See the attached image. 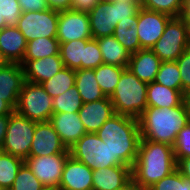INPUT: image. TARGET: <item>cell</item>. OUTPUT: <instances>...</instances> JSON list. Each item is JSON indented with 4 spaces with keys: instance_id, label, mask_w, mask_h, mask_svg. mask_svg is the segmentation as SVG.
<instances>
[{
    "instance_id": "cell-40",
    "label": "cell",
    "mask_w": 190,
    "mask_h": 190,
    "mask_svg": "<svg viewBox=\"0 0 190 190\" xmlns=\"http://www.w3.org/2000/svg\"><path fill=\"white\" fill-rule=\"evenodd\" d=\"M181 77L182 91L190 89V48L186 49L176 60Z\"/></svg>"
},
{
    "instance_id": "cell-50",
    "label": "cell",
    "mask_w": 190,
    "mask_h": 190,
    "mask_svg": "<svg viewBox=\"0 0 190 190\" xmlns=\"http://www.w3.org/2000/svg\"><path fill=\"white\" fill-rule=\"evenodd\" d=\"M9 62L3 55V53L0 51V67L7 65Z\"/></svg>"
},
{
    "instance_id": "cell-13",
    "label": "cell",
    "mask_w": 190,
    "mask_h": 190,
    "mask_svg": "<svg viewBox=\"0 0 190 190\" xmlns=\"http://www.w3.org/2000/svg\"><path fill=\"white\" fill-rule=\"evenodd\" d=\"M172 17L156 11L140 8L135 25L140 49H151L162 36L167 23Z\"/></svg>"
},
{
    "instance_id": "cell-18",
    "label": "cell",
    "mask_w": 190,
    "mask_h": 190,
    "mask_svg": "<svg viewBox=\"0 0 190 190\" xmlns=\"http://www.w3.org/2000/svg\"><path fill=\"white\" fill-rule=\"evenodd\" d=\"M21 66L25 80L36 84L49 80L65 67L60 53L37 60H23Z\"/></svg>"
},
{
    "instance_id": "cell-24",
    "label": "cell",
    "mask_w": 190,
    "mask_h": 190,
    "mask_svg": "<svg viewBox=\"0 0 190 190\" xmlns=\"http://www.w3.org/2000/svg\"><path fill=\"white\" fill-rule=\"evenodd\" d=\"M97 42L102 53L103 63L128 67L131 54L113 35L97 38Z\"/></svg>"
},
{
    "instance_id": "cell-39",
    "label": "cell",
    "mask_w": 190,
    "mask_h": 190,
    "mask_svg": "<svg viewBox=\"0 0 190 190\" xmlns=\"http://www.w3.org/2000/svg\"><path fill=\"white\" fill-rule=\"evenodd\" d=\"M22 14L18 0H0V16L6 26H16Z\"/></svg>"
},
{
    "instance_id": "cell-28",
    "label": "cell",
    "mask_w": 190,
    "mask_h": 190,
    "mask_svg": "<svg viewBox=\"0 0 190 190\" xmlns=\"http://www.w3.org/2000/svg\"><path fill=\"white\" fill-rule=\"evenodd\" d=\"M90 39H79L60 43L59 53L66 68L81 69V61H84V48Z\"/></svg>"
},
{
    "instance_id": "cell-25",
    "label": "cell",
    "mask_w": 190,
    "mask_h": 190,
    "mask_svg": "<svg viewBox=\"0 0 190 190\" xmlns=\"http://www.w3.org/2000/svg\"><path fill=\"white\" fill-rule=\"evenodd\" d=\"M75 86L81 95L83 103H90L105 98L95 78L94 69L75 70Z\"/></svg>"
},
{
    "instance_id": "cell-22",
    "label": "cell",
    "mask_w": 190,
    "mask_h": 190,
    "mask_svg": "<svg viewBox=\"0 0 190 190\" xmlns=\"http://www.w3.org/2000/svg\"><path fill=\"white\" fill-rule=\"evenodd\" d=\"M131 167L112 166L93 171V190H114L123 187L130 179Z\"/></svg>"
},
{
    "instance_id": "cell-21",
    "label": "cell",
    "mask_w": 190,
    "mask_h": 190,
    "mask_svg": "<svg viewBox=\"0 0 190 190\" xmlns=\"http://www.w3.org/2000/svg\"><path fill=\"white\" fill-rule=\"evenodd\" d=\"M27 41L16 26H5L0 30V51L9 63L21 64Z\"/></svg>"
},
{
    "instance_id": "cell-4",
    "label": "cell",
    "mask_w": 190,
    "mask_h": 190,
    "mask_svg": "<svg viewBox=\"0 0 190 190\" xmlns=\"http://www.w3.org/2000/svg\"><path fill=\"white\" fill-rule=\"evenodd\" d=\"M140 8V0H101L88 13L92 38L112 36L116 25L135 26Z\"/></svg>"
},
{
    "instance_id": "cell-34",
    "label": "cell",
    "mask_w": 190,
    "mask_h": 190,
    "mask_svg": "<svg viewBox=\"0 0 190 190\" xmlns=\"http://www.w3.org/2000/svg\"><path fill=\"white\" fill-rule=\"evenodd\" d=\"M113 36L130 53L134 54L140 50V42L136 27L133 25H116Z\"/></svg>"
},
{
    "instance_id": "cell-41",
    "label": "cell",
    "mask_w": 190,
    "mask_h": 190,
    "mask_svg": "<svg viewBox=\"0 0 190 190\" xmlns=\"http://www.w3.org/2000/svg\"><path fill=\"white\" fill-rule=\"evenodd\" d=\"M22 12H38L49 9L46 0H18Z\"/></svg>"
},
{
    "instance_id": "cell-7",
    "label": "cell",
    "mask_w": 190,
    "mask_h": 190,
    "mask_svg": "<svg viewBox=\"0 0 190 190\" xmlns=\"http://www.w3.org/2000/svg\"><path fill=\"white\" fill-rule=\"evenodd\" d=\"M190 48V29L180 17L172 18L151 50L162 62L176 61Z\"/></svg>"
},
{
    "instance_id": "cell-36",
    "label": "cell",
    "mask_w": 190,
    "mask_h": 190,
    "mask_svg": "<svg viewBox=\"0 0 190 190\" xmlns=\"http://www.w3.org/2000/svg\"><path fill=\"white\" fill-rule=\"evenodd\" d=\"M148 190H190V180L184 178L176 168Z\"/></svg>"
},
{
    "instance_id": "cell-33",
    "label": "cell",
    "mask_w": 190,
    "mask_h": 190,
    "mask_svg": "<svg viewBox=\"0 0 190 190\" xmlns=\"http://www.w3.org/2000/svg\"><path fill=\"white\" fill-rule=\"evenodd\" d=\"M140 3L142 8L176 18L181 14L184 0H140Z\"/></svg>"
},
{
    "instance_id": "cell-31",
    "label": "cell",
    "mask_w": 190,
    "mask_h": 190,
    "mask_svg": "<svg viewBox=\"0 0 190 190\" xmlns=\"http://www.w3.org/2000/svg\"><path fill=\"white\" fill-rule=\"evenodd\" d=\"M54 113H76L83 106L81 95L76 86H72L63 94L52 99Z\"/></svg>"
},
{
    "instance_id": "cell-8",
    "label": "cell",
    "mask_w": 190,
    "mask_h": 190,
    "mask_svg": "<svg viewBox=\"0 0 190 190\" xmlns=\"http://www.w3.org/2000/svg\"><path fill=\"white\" fill-rule=\"evenodd\" d=\"M36 122L15 111L9 115L3 152L26 160L29 157Z\"/></svg>"
},
{
    "instance_id": "cell-11",
    "label": "cell",
    "mask_w": 190,
    "mask_h": 190,
    "mask_svg": "<svg viewBox=\"0 0 190 190\" xmlns=\"http://www.w3.org/2000/svg\"><path fill=\"white\" fill-rule=\"evenodd\" d=\"M70 154L29 156L25 163L43 186L59 187L65 162Z\"/></svg>"
},
{
    "instance_id": "cell-10",
    "label": "cell",
    "mask_w": 190,
    "mask_h": 190,
    "mask_svg": "<svg viewBox=\"0 0 190 190\" xmlns=\"http://www.w3.org/2000/svg\"><path fill=\"white\" fill-rule=\"evenodd\" d=\"M57 26L58 11L52 9L22 12L16 24L27 42L38 37L56 38Z\"/></svg>"
},
{
    "instance_id": "cell-43",
    "label": "cell",
    "mask_w": 190,
    "mask_h": 190,
    "mask_svg": "<svg viewBox=\"0 0 190 190\" xmlns=\"http://www.w3.org/2000/svg\"><path fill=\"white\" fill-rule=\"evenodd\" d=\"M72 1L73 0H46L49 9L58 12L71 9Z\"/></svg>"
},
{
    "instance_id": "cell-26",
    "label": "cell",
    "mask_w": 190,
    "mask_h": 190,
    "mask_svg": "<svg viewBox=\"0 0 190 190\" xmlns=\"http://www.w3.org/2000/svg\"><path fill=\"white\" fill-rule=\"evenodd\" d=\"M60 44L56 38L38 37L27 42L23 60H37L59 54Z\"/></svg>"
},
{
    "instance_id": "cell-52",
    "label": "cell",
    "mask_w": 190,
    "mask_h": 190,
    "mask_svg": "<svg viewBox=\"0 0 190 190\" xmlns=\"http://www.w3.org/2000/svg\"><path fill=\"white\" fill-rule=\"evenodd\" d=\"M5 26H6L5 19H1V16H0V30L3 29Z\"/></svg>"
},
{
    "instance_id": "cell-51",
    "label": "cell",
    "mask_w": 190,
    "mask_h": 190,
    "mask_svg": "<svg viewBox=\"0 0 190 190\" xmlns=\"http://www.w3.org/2000/svg\"><path fill=\"white\" fill-rule=\"evenodd\" d=\"M41 190H61L59 187L44 186Z\"/></svg>"
},
{
    "instance_id": "cell-38",
    "label": "cell",
    "mask_w": 190,
    "mask_h": 190,
    "mask_svg": "<svg viewBox=\"0 0 190 190\" xmlns=\"http://www.w3.org/2000/svg\"><path fill=\"white\" fill-rule=\"evenodd\" d=\"M172 147L176 163L182 158L190 157V122L178 132Z\"/></svg>"
},
{
    "instance_id": "cell-48",
    "label": "cell",
    "mask_w": 190,
    "mask_h": 190,
    "mask_svg": "<svg viewBox=\"0 0 190 190\" xmlns=\"http://www.w3.org/2000/svg\"><path fill=\"white\" fill-rule=\"evenodd\" d=\"M114 190H139L135 183L133 182L132 178L123 186L118 189Z\"/></svg>"
},
{
    "instance_id": "cell-12",
    "label": "cell",
    "mask_w": 190,
    "mask_h": 190,
    "mask_svg": "<svg viewBox=\"0 0 190 190\" xmlns=\"http://www.w3.org/2000/svg\"><path fill=\"white\" fill-rule=\"evenodd\" d=\"M56 39L59 44L79 39H92L88 13L71 9L59 11Z\"/></svg>"
},
{
    "instance_id": "cell-45",
    "label": "cell",
    "mask_w": 190,
    "mask_h": 190,
    "mask_svg": "<svg viewBox=\"0 0 190 190\" xmlns=\"http://www.w3.org/2000/svg\"><path fill=\"white\" fill-rule=\"evenodd\" d=\"M9 123V115H0V147L2 148Z\"/></svg>"
},
{
    "instance_id": "cell-46",
    "label": "cell",
    "mask_w": 190,
    "mask_h": 190,
    "mask_svg": "<svg viewBox=\"0 0 190 190\" xmlns=\"http://www.w3.org/2000/svg\"><path fill=\"white\" fill-rule=\"evenodd\" d=\"M179 17L190 29V0H184L182 11Z\"/></svg>"
},
{
    "instance_id": "cell-37",
    "label": "cell",
    "mask_w": 190,
    "mask_h": 190,
    "mask_svg": "<svg viewBox=\"0 0 190 190\" xmlns=\"http://www.w3.org/2000/svg\"><path fill=\"white\" fill-rule=\"evenodd\" d=\"M103 64L102 53L97 39H90L84 48V61H81V69H94Z\"/></svg>"
},
{
    "instance_id": "cell-47",
    "label": "cell",
    "mask_w": 190,
    "mask_h": 190,
    "mask_svg": "<svg viewBox=\"0 0 190 190\" xmlns=\"http://www.w3.org/2000/svg\"><path fill=\"white\" fill-rule=\"evenodd\" d=\"M15 110L3 99L0 97V115H10Z\"/></svg>"
},
{
    "instance_id": "cell-2",
    "label": "cell",
    "mask_w": 190,
    "mask_h": 190,
    "mask_svg": "<svg viewBox=\"0 0 190 190\" xmlns=\"http://www.w3.org/2000/svg\"><path fill=\"white\" fill-rule=\"evenodd\" d=\"M111 150V159L116 166L132 168L138 155L141 140L138 119L114 114L96 132Z\"/></svg>"
},
{
    "instance_id": "cell-14",
    "label": "cell",
    "mask_w": 190,
    "mask_h": 190,
    "mask_svg": "<svg viewBox=\"0 0 190 190\" xmlns=\"http://www.w3.org/2000/svg\"><path fill=\"white\" fill-rule=\"evenodd\" d=\"M69 154L50 121L36 122L29 156Z\"/></svg>"
},
{
    "instance_id": "cell-42",
    "label": "cell",
    "mask_w": 190,
    "mask_h": 190,
    "mask_svg": "<svg viewBox=\"0 0 190 190\" xmlns=\"http://www.w3.org/2000/svg\"><path fill=\"white\" fill-rule=\"evenodd\" d=\"M101 0H73L71 10L89 13Z\"/></svg>"
},
{
    "instance_id": "cell-35",
    "label": "cell",
    "mask_w": 190,
    "mask_h": 190,
    "mask_svg": "<svg viewBox=\"0 0 190 190\" xmlns=\"http://www.w3.org/2000/svg\"><path fill=\"white\" fill-rule=\"evenodd\" d=\"M44 186L24 163L18 171L12 187L9 190H41Z\"/></svg>"
},
{
    "instance_id": "cell-19",
    "label": "cell",
    "mask_w": 190,
    "mask_h": 190,
    "mask_svg": "<svg viewBox=\"0 0 190 190\" xmlns=\"http://www.w3.org/2000/svg\"><path fill=\"white\" fill-rule=\"evenodd\" d=\"M55 131L67 149L72 147L84 134L85 127L76 113H53L50 118Z\"/></svg>"
},
{
    "instance_id": "cell-5",
    "label": "cell",
    "mask_w": 190,
    "mask_h": 190,
    "mask_svg": "<svg viewBox=\"0 0 190 190\" xmlns=\"http://www.w3.org/2000/svg\"><path fill=\"white\" fill-rule=\"evenodd\" d=\"M147 88V83L139 80L126 68L109 97L115 113L138 119L147 107Z\"/></svg>"
},
{
    "instance_id": "cell-9",
    "label": "cell",
    "mask_w": 190,
    "mask_h": 190,
    "mask_svg": "<svg viewBox=\"0 0 190 190\" xmlns=\"http://www.w3.org/2000/svg\"><path fill=\"white\" fill-rule=\"evenodd\" d=\"M69 154L91 170L116 166L111 159V150L96 133L84 134L72 147Z\"/></svg>"
},
{
    "instance_id": "cell-32",
    "label": "cell",
    "mask_w": 190,
    "mask_h": 190,
    "mask_svg": "<svg viewBox=\"0 0 190 190\" xmlns=\"http://www.w3.org/2000/svg\"><path fill=\"white\" fill-rule=\"evenodd\" d=\"M154 81L168 88L182 91L180 71L177 62H162Z\"/></svg>"
},
{
    "instance_id": "cell-15",
    "label": "cell",
    "mask_w": 190,
    "mask_h": 190,
    "mask_svg": "<svg viewBox=\"0 0 190 190\" xmlns=\"http://www.w3.org/2000/svg\"><path fill=\"white\" fill-rule=\"evenodd\" d=\"M25 81L21 64L8 63L0 67V97L14 110Z\"/></svg>"
},
{
    "instance_id": "cell-30",
    "label": "cell",
    "mask_w": 190,
    "mask_h": 190,
    "mask_svg": "<svg viewBox=\"0 0 190 190\" xmlns=\"http://www.w3.org/2000/svg\"><path fill=\"white\" fill-rule=\"evenodd\" d=\"M24 163L25 160L22 158L2 152L0 155V186L9 190Z\"/></svg>"
},
{
    "instance_id": "cell-44",
    "label": "cell",
    "mask_w": 190,
    "mask_h": 190,
    "mask_svg": "<svg viewBox=\"0 0 190 190\" xmlns=\"http://www.w3.org/2000/svg\"><path fill=\"white\" fill-rule=\"evenodd\" d=\"M176 168L184 178L190 180V157L180 159L176 164Z\"/></svg>"
},
{
    "instance_id": "cell-20",
    "label": "cell",
    "mask_w": 190,
    "mask_h": 190,
    "mask_svg": "<svg viewBox=\"0 0 190 190\" xmlns=\"http://www.w3.org/2000/svg\"><path fill=\"white\" fill-rule=\"evenodd\" d=\"M162 61L151 49H140L130 55L128 69L142 82H153Z\"/></svg>"
},
{
    "instance_id": "cell-53",
    "label": "cell",
    "mask_w": 190,
    "mask_h": 190,
    "mask_svg": "<svg viewBox=\"0 0 190 190\" xmlns=\"http://www.w3.org/2000/svg\"><path fill=\"white\" fill-rule=\"evenodd\" d=\"M2 152H3V149L0 147V155H1Z\"/></svg>"
},
{
    "instance_id": "cell-1",
    "label": "cell",
    "mask_w": 190,
    "mask_h": 190,
    "mask_svg": "<svg viewBox=\"0 0 190 190\" xmlns=\"http://www.w3.org/2000/svg\"><path fill=\"white\" fill-rule=\"evenodd\" d=\"M171 145L141 139L131 168L132 180L139 190H148L176 169Z\"/></svg>"
},
{
    "instance_id": "cell-6",
    "label": "cell",
    "mask_w": 190,
    "mask_h": 190,
    "mask_svg": "<svg viewBox=\"0 0 190 190\" xmlns=\"http://www.w3.org/2000/svg\"><path fill=\"white\" fill-rule=\"evenodd\" d=\"M15 112L34 122L50 121L54 113L52 98L41 84L25 81Z\"/></svg>"
},
{
    "instance_id": "cell-29",
    "label": "cell",
    "mask_w": 190,
    "mask_h": 190,
    "mask_svg": "<svg viewBox=\"0 0 190 190\" xmlns=\"http://www.w3.org/2000/svg\"><path fill=\"white\" fill-rule=\"evenodd\" d=\"M75 80V70L64 67L61 71L52 76L49 80L44 81L41 85L53 99L74 86Z\"/></svg>"
},
{
    "instance_id": "cell-23",
    "label": "cell",
    "mask_w": 190,
    "mask_h": 190,
    "mask_svg": "<svg viewBox=\"0 0 190 190\" xmlns=\"http://www.w3.org/2000/svg\"><path fill=\"white\" fill-rule=\"evenodd\" d=\"M184 101V92L171 89L155 81L148 84L147 106L155 108L176 107Z\"/></svg>"
},
{
    "instance_id": "cell-3",
    "label": "cell",
    "mask_w": 190,
    "mask_h": 190,
    "mask_svg": "<svg viewBox=\"0 0 190 190\" xmlns=\"http://www.w3.org/2000/svg\"><path fill=\"white\" fill-rule=\"evenodd\" d=\"M190 122V111L185 101L176 107L147 106L138 118L141 139L173 146L178 132Z\"/></svg>"
},
{
    "instance_id": "cell-49",
    "label": "cell",
    "mask_w": 190,
    "mask_h": 190,
    "mask_svg": "<svg viewBox=\"0 0 190 190\" xmlns=\"http://www.w3.org/2000/svg\"><path fill=\"white\" fill-rule=\"evenodd\" d=\"M184 101L185 104L187 106V108L190 111V89H188L185 93H184Z\"/></svg>"
},
{
    "instance_id": "cell-17",
    "label": "cell",
    "mask_w": 190,
    "mask_h": 190,
    "mask_svg": "<svg viewBox=\"0 0 190 190\" xmlns=\"http://www.w3.org/2000/svg\"><path fill=\"white\" fill-rule=\"evenodd\" d=\"M93 170L69 156L65 162L59 188L61 190H93Z\"/></svg>"
},
{
    "instance_id": "cell-16",
    "label": "cell",
    "mask_w": 190,
    "mask_h": 190,
    "mask_svg": "<svg viewBox=\"0 0 190 190\" xmlns=\"http://www.w3.org/2000/svg\"><path fill=\"white\" fill-rule=\"evenodd\" d=\"M114 114L116 113L108 96L98 101L83 103L78 112L86 133H96Z\"/></svg>"
},
{
    "instance_id": "cell-27",
    "label": "cell",
    "mask_w": 190,
    "mask_h": 190,
    "mask_svg": "<svg viewBox=\"0 0 190 190\" xmlns=\"http://www.w3.org/2000/svg\"><path fill=\"white\" fill-rule=\"evenodd\" d=\"M127 67H119L110 64H101L94 68L95 78L105 96L110 97L115 91L122 72Z\"/></svg>"
}]
</instances>
